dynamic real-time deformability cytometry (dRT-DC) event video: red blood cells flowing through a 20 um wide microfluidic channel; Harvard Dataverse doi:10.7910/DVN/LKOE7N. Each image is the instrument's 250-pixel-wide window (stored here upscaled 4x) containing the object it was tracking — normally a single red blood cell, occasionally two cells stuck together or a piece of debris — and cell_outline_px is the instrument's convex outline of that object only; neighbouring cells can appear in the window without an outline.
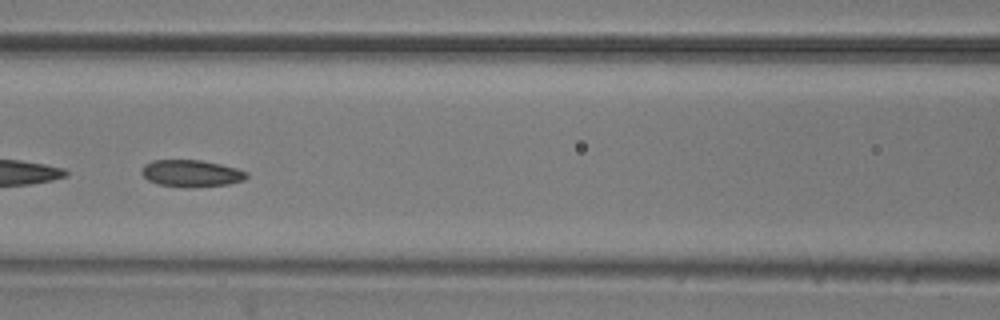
{"species": "common noctule bat (a hibernating species)", "species_latin": "Nyctalus noctula", "temperature_condition": "room temperature", "stored_images_in_passage": 50, "camera_frame_rate_fps": 3000, "um_per_image_px": 0.085, "animal": {"sex": "male", "body_mass_g": 20.5, "forearm_length_mm": 52.5}, "frame": {"image": 1, "passage_image": 22, "time_ms": 7.0, "image_size_px": [1000, 320], "cell_outline_px": [[248, 176], [244, 180], [228, 184], [156, 184], [148, 180], [140, 172], [144, 164], [152, 160], [200, 160], [220, 164], [236, 168], [248, 172]], "centroid_in_image_um": [16.24, 14.67], "position_along_channel_um": 150.4, "area_um2": 15.55}, "authors_computed_cell_mechanics": {"area_um2": 16.5886, "velocity_mm_per_s": 3.8415, "shape_relaxation_time_tau1_ms": null, "shape_relaxation_time_tau2_ms": 2.485, "deformation_change_tau1": null, "deformation_change_tau2": 0.077}}